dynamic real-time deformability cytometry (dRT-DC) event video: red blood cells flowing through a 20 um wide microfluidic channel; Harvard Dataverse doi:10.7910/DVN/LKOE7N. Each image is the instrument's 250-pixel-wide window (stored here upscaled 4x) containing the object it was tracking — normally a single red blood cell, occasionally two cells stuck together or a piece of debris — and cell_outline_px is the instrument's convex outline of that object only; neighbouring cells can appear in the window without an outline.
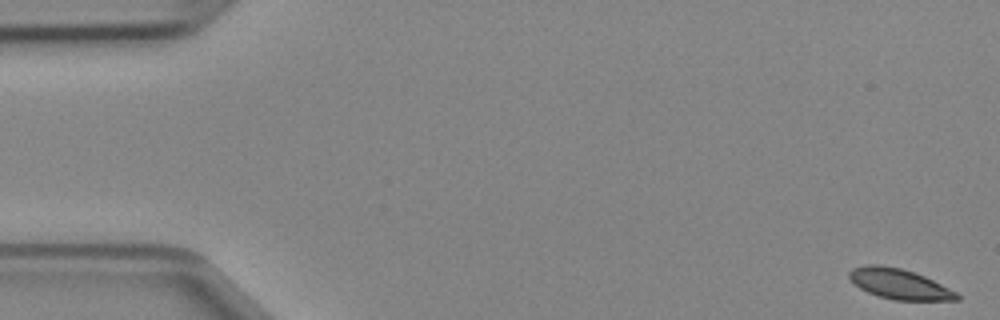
{"species": "Egyptian fruit bat (a non-hibernating species)", "species_latin": "Rousettus aegyptiacus", "temperature_condition": "cold", "stored_images_in_passage": 48, "camera_frame_rate_fps": 3000, "um_per_image_px": 0.085, "animal": {"sex": "female"}, "frame": {"image": 1, "passage_image": 1, "time_ms": 0.0, "image_size_px": [1000, 320], "cell_outline_px": [[960, 300], [896, 300], [880, 296], [868, 292], [860, 288], [848, 276], [848, 272], [852, 268], [864, 264], [876, 264], [900, 268], [924, 276], [956, 292], [960, 296]], "centroid_in_image_um": [76.42, 24.13], "position_along_channel_um": 8.6, "area_um2": 18.67}}
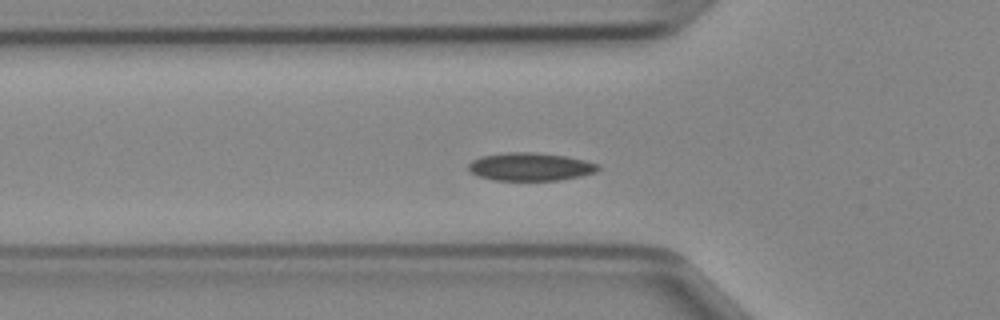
{"frame": {"image": 2, "passage_image": 16, "time_ms": 5.0, "image_size_px": [1000, 320], "cell_outline_px": [[600, 168], [596, 172], [580, 176], [556, 180], [496, 180], [480, 176], [472, 172], [468, 168], [468, 164], [472, 160], [480, 156], [508, 152], [532, 152], [564, 156], [584, 160], [600, 164]], "centroid_in_image_um": [45.09, 14.16], "position_along_channel_um": 80.7, "area_um2": 20.98}}
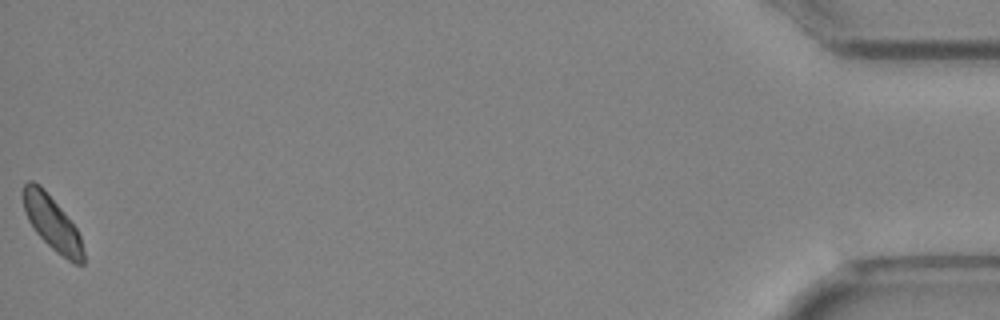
{"frame": {"image": 3, "passage_image": 48, "time_ms": 15.667, "image_size_px": [1000, 320], "cell_outline_px": [[84, 264], [72, 264], [56, 252], [36, 232], [28, 220], [24, 208], [24, 184], [28, 180], [32, 180], [40, 184], [44, 188], [76, 228], [80, 236], [84, 252]], "centroid_in_image_um": [4.45, 18.98], "position_along_channel_um": 430.8, "area_um2": 18.73}}